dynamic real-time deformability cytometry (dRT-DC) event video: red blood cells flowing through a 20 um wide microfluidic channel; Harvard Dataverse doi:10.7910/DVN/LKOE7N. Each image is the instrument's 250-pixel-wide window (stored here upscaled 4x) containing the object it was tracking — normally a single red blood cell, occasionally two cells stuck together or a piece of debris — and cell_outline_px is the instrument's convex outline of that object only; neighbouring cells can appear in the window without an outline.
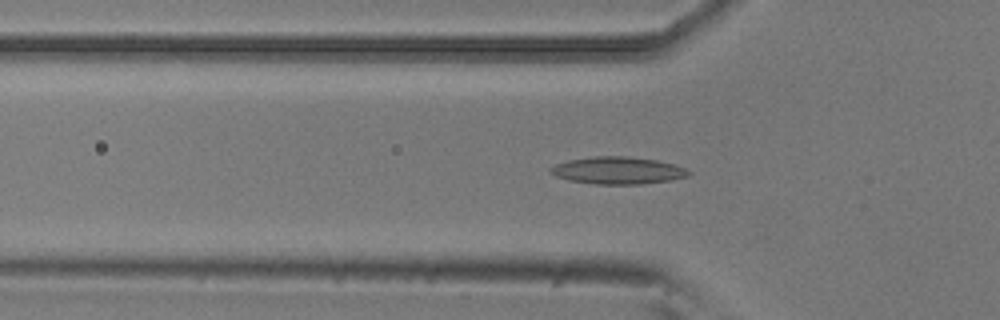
{"species": "common noctule bat (a hibernating species)", "species_latin": "Nyctalus noctula", "temperature_condition": "room temperature", "stored_images_in_passage": 50, "camera_frame_rate_fps": 3000, "um_per_image_px": 0.085, "animal": {"sex": "male", "body_mass_g": 20.5, "forearm_length_mm": 52.5}, "frame": {"image": 1, "passage_image": 14, "time_ms": 4.333, "image_size_px": [1000, 320], "cell_outline_px": [[692, 172], [688, 176], [672, 180], [640, 184], [596, 184], [568, 180], [556, 176], [548, 172], [548, 168], [556, 164], [568, 160], [592, 156], [628, 156], [656, 160], [672, 164], [684, 168]], "centroid_in_image_um": [52.48, 14.49], "position_along_channel_um": 73.3, "area_um2": 21.96}}
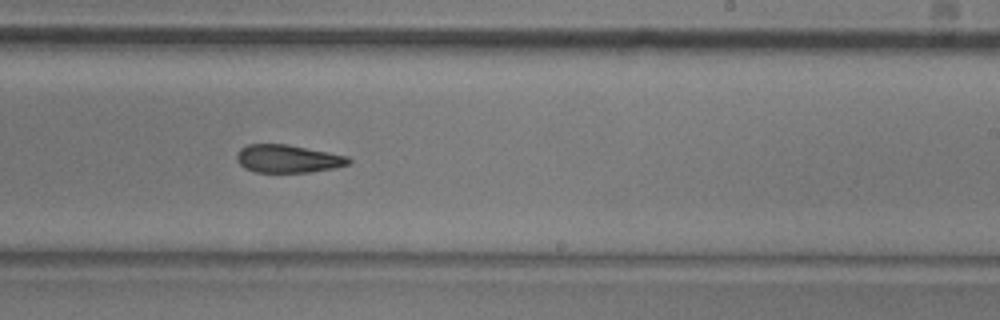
{"frame": {"image": 2, "passage_image": 29, "time_ms": 9.333, "image_size_px": [1000, 320], "cell_outline_px": [[352, 160], [348, 164], [336, 168], [308, 172], [256, 172], [244, 168], [236, 160], [236, 156], [240, 148], [248, 144], [288, 144], [348, 156]], "centroid_in_image_um": [24.46, 13.49], "position_along_channel_um": 264.5, "area_um2": 18.26}}
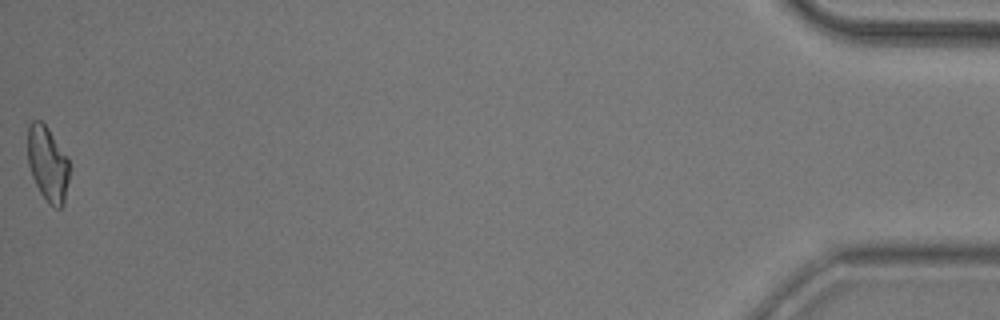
{"frame": {"image": 3, "passage_image": 50, "time_ms": 16.333, "image_size_px": [1000, 320], "cell_outline_px": [[68, 180], [64, 204], [60, 208], [56, 208], [40, 192], [32, 176], [28, 164], [28, 124], [32, 120], [40, 120], [48, 128], [68, 160]], "centroid_in_image_um": [4.03, 13.9], "position_along_channel_um": 431.2, "area_um2": 17.74}, "authors_computed_cell_mechanics": {"area_um2": 19.1607, "velocity_mm_per_s": 3.8011, "shape_relaxation_time_tau1_ms": 8.0733, "shape_relaxation_time_tau2_ms": 10.1193, "deformation_change_tau1": 0.1919, "deformation_change_tau2": 0.2111}}